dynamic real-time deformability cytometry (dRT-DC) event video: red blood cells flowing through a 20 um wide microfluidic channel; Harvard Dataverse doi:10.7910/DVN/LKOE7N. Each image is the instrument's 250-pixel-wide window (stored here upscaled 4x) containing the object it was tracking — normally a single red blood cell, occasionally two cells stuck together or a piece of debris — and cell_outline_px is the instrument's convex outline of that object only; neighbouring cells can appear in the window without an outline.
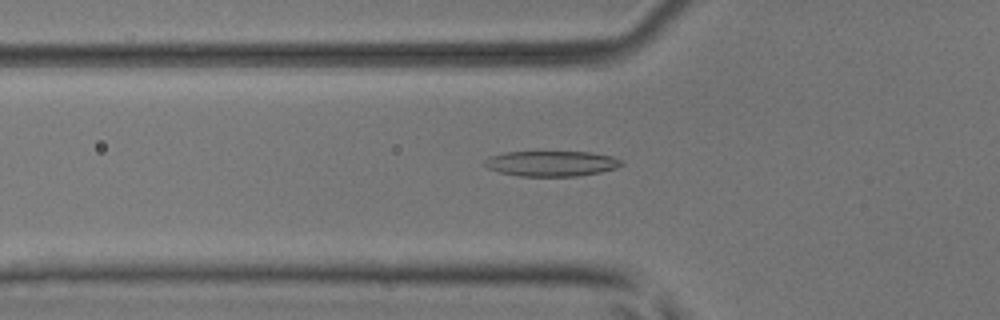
{"species": "common noctule bat (a hibernating species)", "species_latin": "Nyctalus noctula", "temperature_condition": "room temperature", "stored_images_in_passage": 51, "camera_frame_rate_fps": 3000, "um_per_image_px": 0.085, "animal": {"sex": "male", "body_mass_g": 17.9, "forearm_length_mm": 54.2}, "frame": {"image": 1, "passage_image": 18, "time_ms": 5.667, "image_size_px": [1000, 320], "cell_outline_px": [[624, 164], [616, 168], [600, 172], [576, 176], [520, 176], [500, 172], [488, 168], [484, 164], [484, 160], [488, 156], [504, 152], [588, 152], [612, 156], [624, 160]], "centroid_in_image_um": [46.88, 13.89], "position_along_channel_um": 78.9, "area_um2": 20.29}}
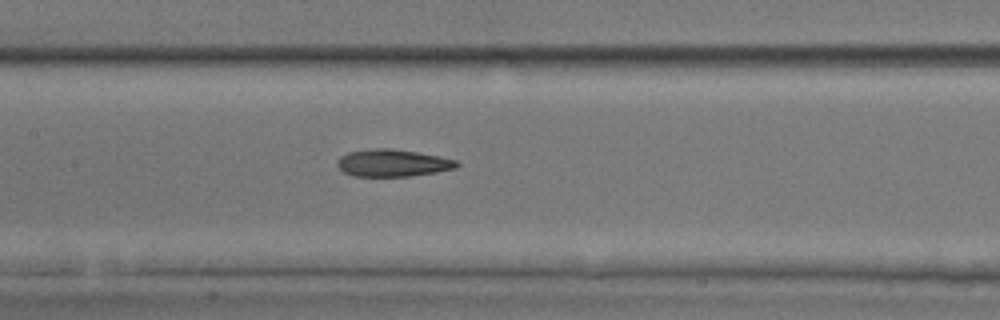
{"frame": {"image": 2, "passage_image": 25, "time_ms": 8.0, "image_size_px": [1000, 320], "cell_outline_px": [[460, 164], [456, 168], [436, 172], [408, 176], [352, 176], [344, 172], [336, 164], [336, 160], [340, 156], [348, 152], [372, 148], [392, 148], [440, 156], [456, 160]], "centroid_in_image_um": [33.35, 13.84], "position_along_channel_um": 174.0, "area_um2": 19.02}}
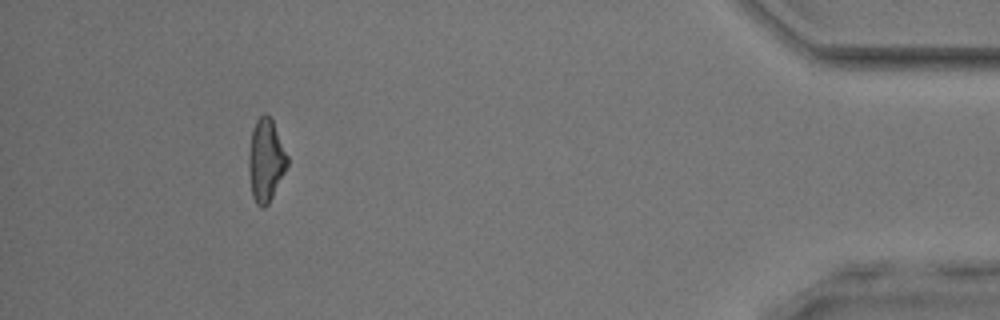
{"frame": {"image": 3, "passage_image": 47, "time_ms": 15.333, "image_size_px": [1000, 320], "cell_outline_px": [[288, 164], [268, 204], [264, 208], [256, 204], [252, 196], [248, 168], [248, 160], [252, 128], [256, 120], [264, 112], [272, 120], [288, 156]], "centroid_in_image_um": [22.58, 13.62], "position_along_channel_um": 412.6, "area_um2": 18.38}, "authors_computed_cell_mechanics": {"area_um2": 19.4208, "velocity_mm_per_s": 4.0622, "shape_relaxation_time_tau1_ms": 4.9194, "shape_relaxation_time_tau2_ms": 4.1999, "deformation_change_tau1": 0.1816, "deformation_change_tau2": 0.1354}}